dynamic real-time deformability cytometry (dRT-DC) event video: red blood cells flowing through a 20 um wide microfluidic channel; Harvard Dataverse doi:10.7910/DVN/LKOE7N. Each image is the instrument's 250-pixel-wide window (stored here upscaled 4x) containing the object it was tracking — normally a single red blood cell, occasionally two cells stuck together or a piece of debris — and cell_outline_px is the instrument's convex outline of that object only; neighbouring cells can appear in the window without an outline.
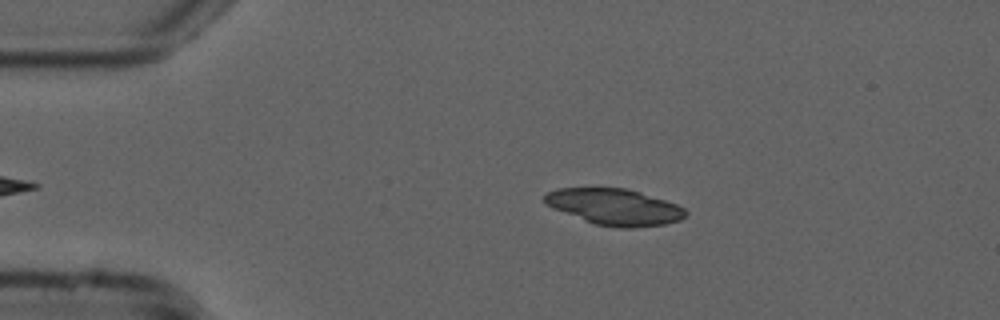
{"species": "common noctule bat (a hibernating species)", "species_latin": "Nyctalus noctula", "temperature_condition": "cold", "stored_images_in_passage": 41, "camera_frame_rate_fps": 3000, "um_per_image_px": 0.085, "animal": {"sex": "male", "forearm_length_mm": 52.5}, "frame": {"image": 1, "passage_image": 5, "time_ms": 1.333, "image_size_px": [1000, 320], "cell_outline_px": [[688, 212], [680, 220], [664, 224], [632, 228], [620, 228], [596, 224], [584, 220], [552, 208], [544, 204], [544, 196], [548, 192], [556, 188], [628, 188], [676, 204], [684, 208]], "centroid_in_image_um": [52.22, 17.58], "position_along_channel_um": 32.8, "area_um2": 29.65}}